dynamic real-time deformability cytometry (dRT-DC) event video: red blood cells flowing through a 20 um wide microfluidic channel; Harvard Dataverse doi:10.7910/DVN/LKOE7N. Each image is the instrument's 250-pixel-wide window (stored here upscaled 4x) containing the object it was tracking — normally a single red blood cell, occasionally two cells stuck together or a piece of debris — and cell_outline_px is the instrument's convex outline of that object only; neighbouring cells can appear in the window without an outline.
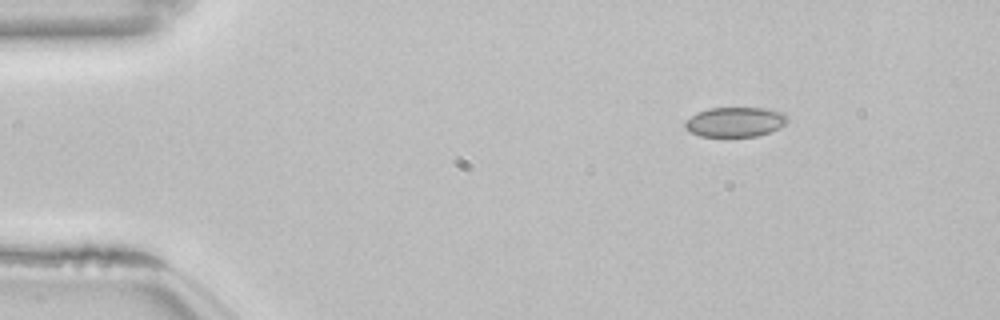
{"species": "common noctule bat (a hibernating species)", "species_latin": "Nyctalus noctula", "temperature_condition": "room temperature", "stored_images_in_passage": 47, "camera_frame_rate_fps": 3000, "um_per_image_px": 0.085, "animal": {"sex": "female", "body_mass_g": 22.7, "forearm_length_mm": 54.2}, "frame": {"image": 1, "passage_image": 1, "time_ms": 0.0, "image_size_px": [1000, 320], "cell_outline_px": [[788, 120], [780, 128], [756, 136], [700, 136], [684, 128], [684, 124], [696, 112], [708, 108], [764, 108], [784, 112], [788, 116]], "centroid_in_image_um": [62.51, 10.35], "position_along_channel_um": 22.5, "area_um2": 17.69}}
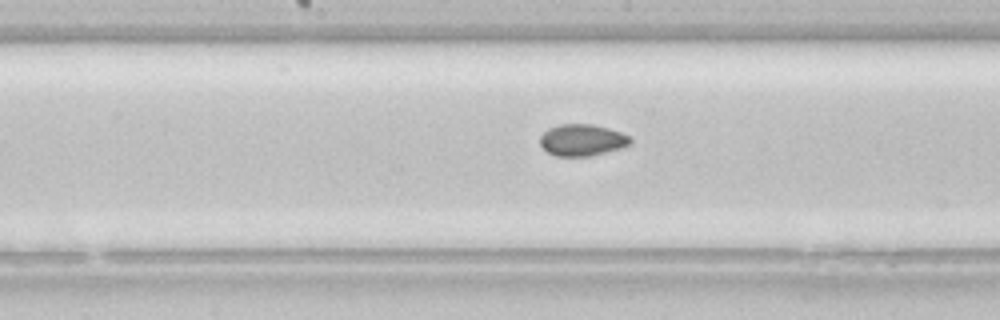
{"frame": {"image": 2, "passage_image": 21, "time_ms": 6.667, "image_size_px": [1000, 320], "cell_outline_px": [[632, 144], [620, 148], [592, 156], [556, 156], [548, 152], [540, 144], [540, 136], [548, 128], [560, 124], [592, 124], [608, 128], [620, 132], [628, 136], [632, 140]], "centroid_in_image_um": [49.48, 11.9], "position_along_channel_um": 198.7, "area_um2": 16.65}}
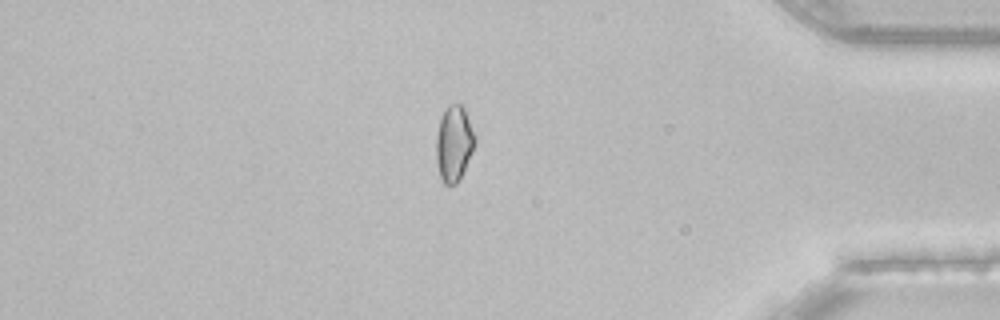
{"frame": {"image": 3, "passage_image": 39, "time_ms": 12.667, "image_size_px": [1000, 320], "cell_outline_px": [[476, 144], [456, 184], [448, 188], [444, 184], [440, 176], [436, 160], [436, 136], [440, 120], [444, 108], [448, 104], [460, 104], [464, 108], [476, 140]], "centroid_in_image_um": [38.56, 12.21], "position_along_channel_um": 396.6, "area_um2": 16.99}, "authors_computed_cell_mechanics": {"area_um2": 16.9932, "velocity_mm_per_s": 3.8534, "shape_relaxation_time_tau1_ms": 3.4263, "shape_relaxation_time_tau2_ms": 2.7771, "deformation_change_tau1": 0.0601, "deformation_change_tau2": 0.0537}}